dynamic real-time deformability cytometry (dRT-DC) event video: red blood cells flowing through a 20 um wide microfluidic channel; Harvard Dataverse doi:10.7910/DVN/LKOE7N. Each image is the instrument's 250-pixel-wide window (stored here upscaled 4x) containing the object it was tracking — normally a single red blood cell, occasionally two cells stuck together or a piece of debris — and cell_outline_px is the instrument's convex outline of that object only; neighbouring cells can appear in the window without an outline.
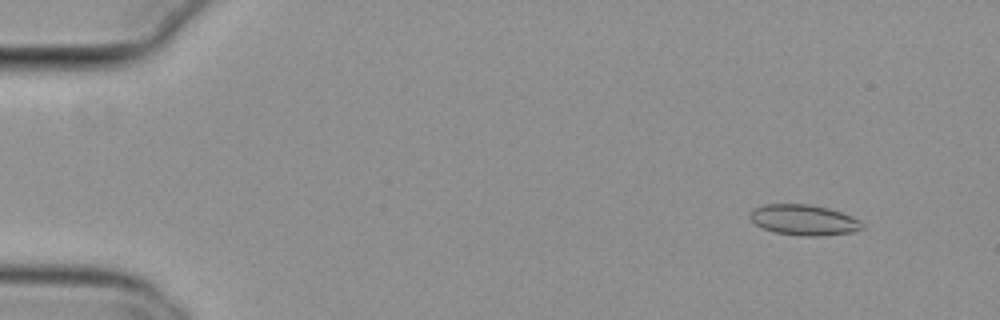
{"species": "common noctule bat (a hibernating species)", "species_latin": "Nyctalus noctula", "temperature_condition": "cold", "stored_images_in_passage": 56, "camera_frame_rate_fps": 3000, "um_per_image_px": 0.085, "animal": {"sex": "female", "body_mass_g": 29.2, "forearm_length_mm": 56.3}, "frame": {"image": 1, "passage_image": 6, "time_ms": 1.667, "image_size_px": [1000, 320], "cell_outline_px": [[864, 228], [852, 232], [820, 236], [800, 236], [772, 232], [756, 224], [748, 216], [752, 208], [764, 204], [808, 204], [828, 208], [852, 216], [860, 220], [864, 224]], "centroid_in_image_um": [68.32, 18.7], "position_along_channel_um": 16.7, "area_um2": 20.17}}
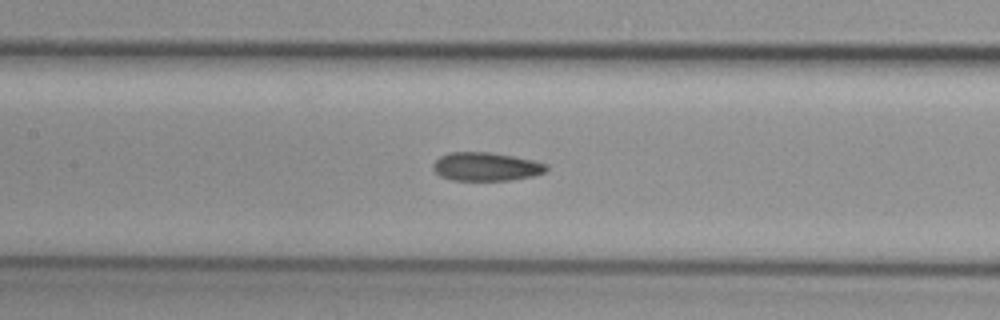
{"frame": {"image": 2, "passage_image": 27, "time_ms": 8.667, "image_size_px": [1000, 320], "cell_outline_px": [[548, 168], [544, 172], [532, 176], [512, 180], [452, 180], [440, 176], [432, 168], [432, 164], [440, 156], [448, 152], [492, 152], [532, 160], [548, 164]], "centroid_in_image_um": [41.29, 14.16], "position_along_channel_um": 166.1, "area_um2": 18.84}}
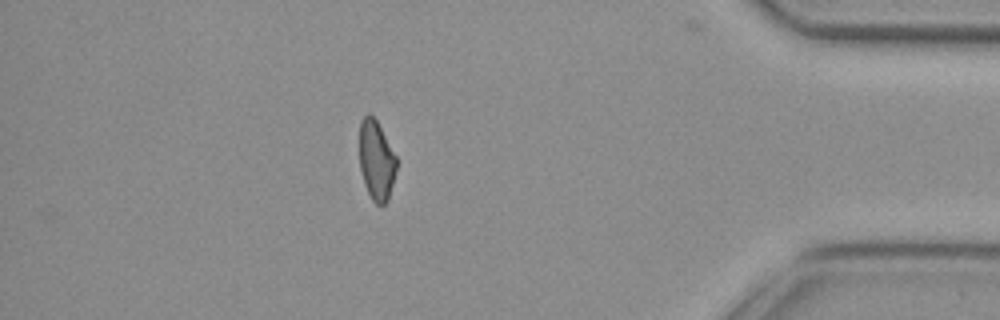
{"frame": {"image": 3, "passage_image": 49, "time_ms": 16.0, "image_size_px": [1000, 320], "cell_outline_px": [[396, 168], [388, 200], [384, 204], [376, 204], [372, 200], [364, 184], [360, 172], [360, 120], [368, 112], [376, 120], [396, 156]], "centroid_in_image_um": [31.97, 13.63], "position_along_channel_um": 403.2, "area_um2": 16.99}}